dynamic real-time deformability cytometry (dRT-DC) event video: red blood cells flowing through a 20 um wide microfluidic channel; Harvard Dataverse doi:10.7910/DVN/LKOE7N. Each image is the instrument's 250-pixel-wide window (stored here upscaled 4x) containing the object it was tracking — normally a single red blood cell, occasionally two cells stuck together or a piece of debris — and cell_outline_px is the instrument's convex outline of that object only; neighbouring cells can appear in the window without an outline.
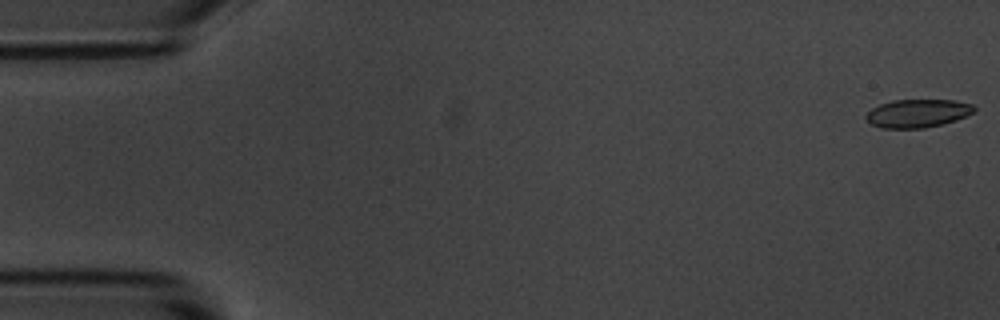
{"species": "common noctule bat (a hibernating species)", "species_latin": "Nyctalus noctula", "temperature_condition": "room temperature", "stored_images_in_passage": 2, "segment_of_instrument_passage": [2, 2], "camera_frame_rate_fps": 3000, "um_per_image_px": 0.085, "animal": {"sex": "male", "body_mass_g": 20.1, "forearm_length_mm": 53.5}, "frame": {"image": 1, "passage_image": 2, "time_ms": 1.333, "image_size_px": [1000, 320], "cell_outline_px": [[976, 108], [972, 112], [956, 120], [944, 124], [924, 128], [880, 128], [872, 124], [864, 116], [872, 108], [880, 104], [892, 100], [956, 100], [972, 104]], "centroid_in_image_um": [77.99, 9.63], "position_along_channel_um": 7.0, "area_um2": 17.74}}